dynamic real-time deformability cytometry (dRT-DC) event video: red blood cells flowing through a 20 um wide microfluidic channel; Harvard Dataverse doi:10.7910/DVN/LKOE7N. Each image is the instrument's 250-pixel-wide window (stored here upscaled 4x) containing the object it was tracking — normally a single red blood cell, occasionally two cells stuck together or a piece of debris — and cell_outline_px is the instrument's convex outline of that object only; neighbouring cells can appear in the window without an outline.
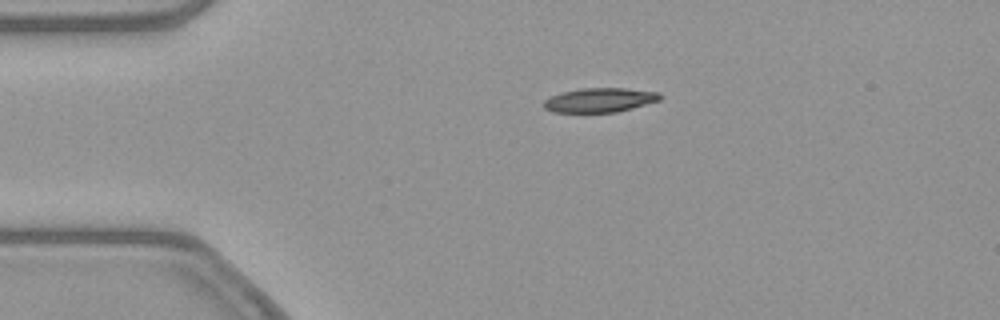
{"species": "common noctule bat (a hibernating species)", "species_latin": "Nyctalus noctula", "temperature_condition": "warm", "stored_images_in_passage": 43, "camera_frame_rate_fps": 3000, "um_per_image_px": 0.085, "animal": {"sex": "female", "body_mass_g": 21.9}, "frame": {"image": 1, "passage_image": 1, "time_ms": 0.0, "image_size_px": [1000, 320], "cell_outline_px": [[664, 96], [660, 100], [632, 108], [616, 112], [552, 112], [544, 108], [544, 100], [548, 96], [580, 88], [624, 88], [660, 92]], "centroid_in_image_um": [50.99, 8.5], "position_along_channel_um": 34.0, "area_um2": 16.53}}
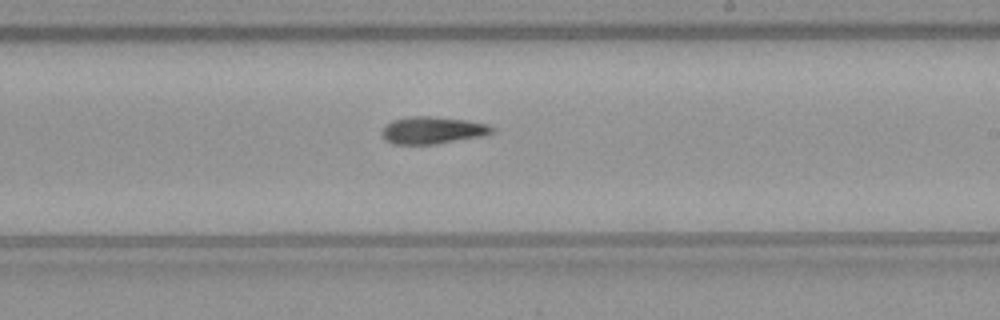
{"frame": {"image": 2, "passage_image": 21, "time_ms": 6.667, "image_size_px": [1000, 320], "cell_outline_px": [[496, 132], [484, 136], [436, 144], [392, 144], [384, 140], [380, 132], [384, 124], [392, 120], [408, 116], [436, 116], [468, 120], [488, 124], [496, 128]], "centroid_in_image_um": [36.77, 11.06], "position_along_channel_um": 252.2, "area_um2": 18.03}}
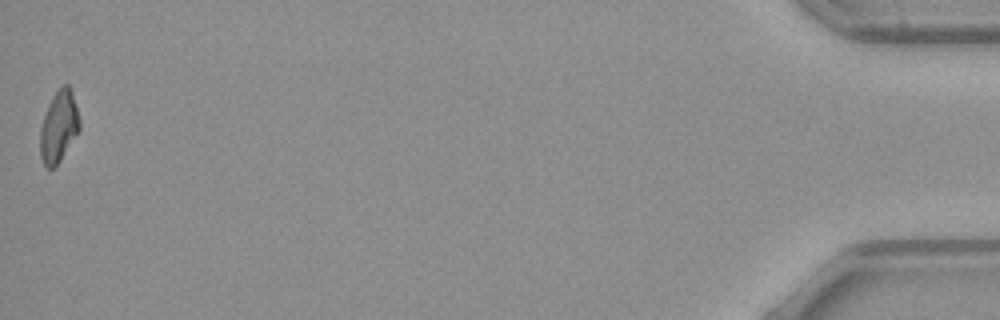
{"frame": {"image": 3, "passage_image": 43, "time_ms": 14.0, "image_size_px": [1000, 320], "cell_outline_px": [[80, 128], [60, 160], [52, 168], [48, 168], [44, 164], [40, 156], [40, 128], [48, 104], [52, 96], [64, 84], [68, 84], [72, 92], [80, 120]], "centroid_in_image_um": [4.98, 10.74], "position_along_channel_um": 430.2, "area_um2": 16.07}}